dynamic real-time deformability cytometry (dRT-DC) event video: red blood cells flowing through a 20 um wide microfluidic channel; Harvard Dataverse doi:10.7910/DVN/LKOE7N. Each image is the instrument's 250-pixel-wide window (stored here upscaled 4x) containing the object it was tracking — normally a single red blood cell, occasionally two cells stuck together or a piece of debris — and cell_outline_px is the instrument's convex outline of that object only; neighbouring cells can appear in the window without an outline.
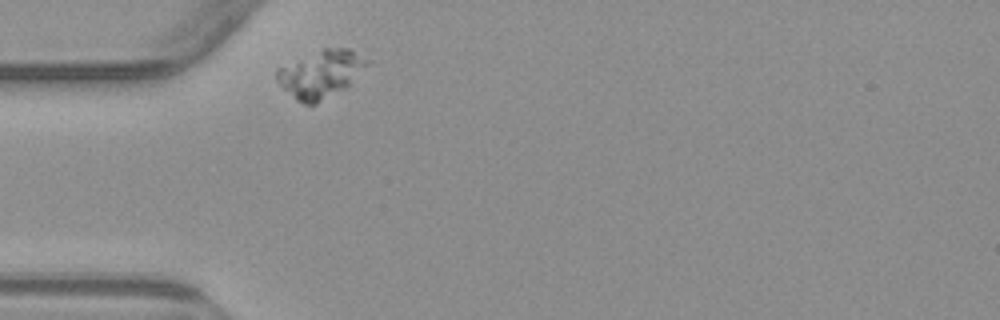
{"species": "common noctule bat (a hibernating species)", "species_latin": "Nyctalus noctula", "temperature_condition": "warm", "stored_images_in_passage": 1, "camera_frame_rate_fps": 3000, "um_per_image_px": 0.085, "animal": {"sex": "male", "body_mass_g": 23.1, "forearm_length_mm": 52.7}, "frame": {"image": 1, "passage_image": 1, "time_ms": 0.0, "image_size_px": [1000, 320], "cell_outline_px": [[364, 64], [348, 84], [344, 88], [316, 104], [304, 104], [296, 100], [276, 80], [276, 68], [324, 48], [348, 48]], "centroid_in_image_um": [27.1, 6.32], "position_along_channel_um": 57.9, "area_um2": 23.47}}